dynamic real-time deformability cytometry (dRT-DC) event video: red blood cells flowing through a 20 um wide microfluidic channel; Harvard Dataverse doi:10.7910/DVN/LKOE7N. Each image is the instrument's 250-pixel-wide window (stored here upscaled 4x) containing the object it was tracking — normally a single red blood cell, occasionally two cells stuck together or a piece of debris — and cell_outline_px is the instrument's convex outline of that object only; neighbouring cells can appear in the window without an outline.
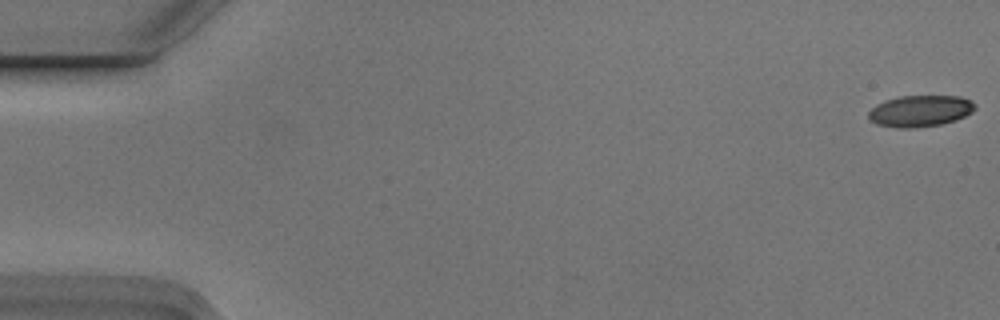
{"species": "Egyptian fruit bat (a non-hibernating species)", "species_latin": "Rousettus aegyptiacus", "temperature_condition": "cold", "stored_images_in_passage": 5, "camera_frame_rate_fps": 3000, "um_per_image_px": 0.085, "animal": {"sex": "male"}, "frame": {"image": 1, "passage_image": 1, "time_ms": 0.0, "image_size_px": [1000, 320], "cell_outline_px": [[976, 108], [972, 112], [956, 120], [940, 124], [912, 128], [900, 128], [876, 124], [868, 116], [868, 112], [876, 104], [884, 100], [900, 96], [960, 96], [972, 100], [976, 104]], "centroid_in_image_um": [78.23, 9.42], "position_along_channel_um": 6.8, "area_um2": 19.54}}
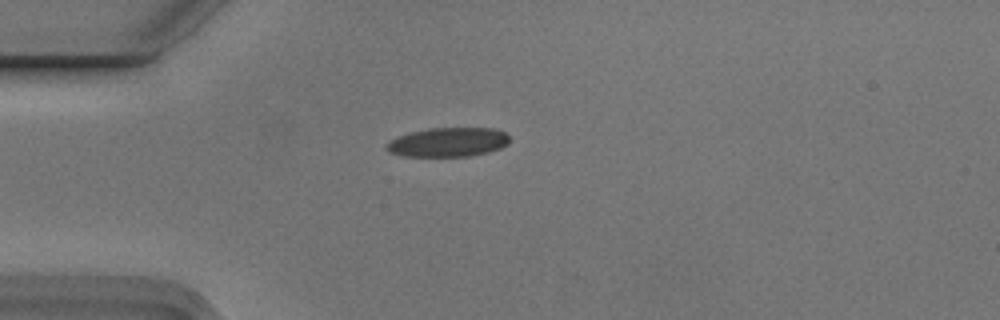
{"frame": {"image": 2, "passage_image": 5, "time_ms": 1.333, "image_size_px": [1000, 320], "cell_outline_px": [[508, 144], [500, 148], [488, 152], [468, 156], [404, 156], [388, 152], [384, 148], [388, 140], [396, 136], [408, 132], [428, 128], [492, 128], [504, 132], [508, 136]], "centroid_in_image_um": [38.01, 12.08], "position_along_channel_um": 47.0, "area_um2": 21.1}}